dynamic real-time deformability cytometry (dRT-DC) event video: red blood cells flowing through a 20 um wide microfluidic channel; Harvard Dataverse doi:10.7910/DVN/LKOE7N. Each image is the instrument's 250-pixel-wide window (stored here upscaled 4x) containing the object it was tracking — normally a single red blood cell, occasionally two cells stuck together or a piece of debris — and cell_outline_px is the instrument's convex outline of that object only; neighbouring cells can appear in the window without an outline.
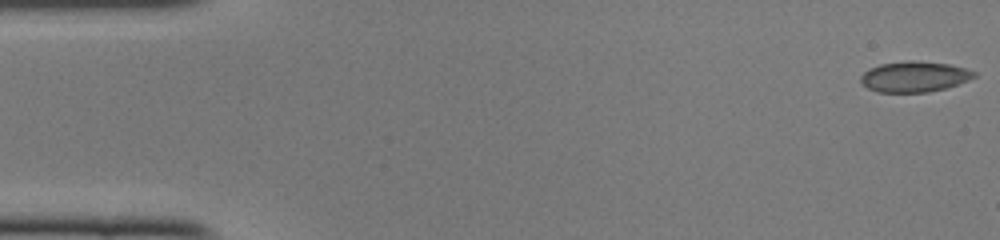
{"species": "common noctule bat (a hibernating species)", "species_latin": "Nyctalus noctula", "temperature_condition": "cold", "stored_images_in_passage": 6, "camera_frame_rate_fps": 3000, "um_per_image_px": 0.085, "animal": {"sex": "female", "body_mass_g": 22.0, "forearm_length_mm": 56.7}, "frame": {"image": 1, "passage_image": 1, "time_ms": 0.0, "image_size_px": [1000, 240], "cell_outline_px": [[976, 76], [956, 84], [944, 88], [928, 92], [876, 92], [868, 88], [860, 80], [860, 76], [864, 72], [880, 64], [948, 64], [964, 68], [976, 72]], "centroid_in_image_um": [77.7, 6.58], "position_along_channel_um": 7.3, "area_um2": 18.9}}